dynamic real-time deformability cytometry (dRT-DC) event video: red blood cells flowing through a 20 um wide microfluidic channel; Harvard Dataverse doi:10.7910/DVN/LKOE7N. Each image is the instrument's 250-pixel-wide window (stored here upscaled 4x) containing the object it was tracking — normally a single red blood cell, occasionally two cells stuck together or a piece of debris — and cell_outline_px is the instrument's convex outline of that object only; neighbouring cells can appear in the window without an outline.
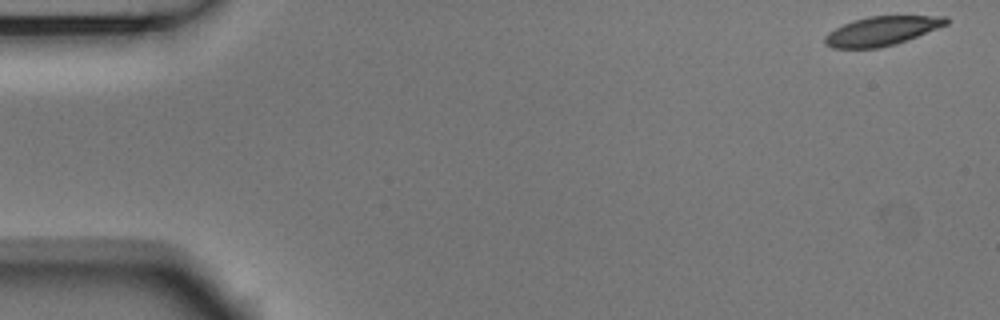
{"species": "Egyptian fruit bat (a non-hibernating species)", "species_latin": "Rousettus aegyptiacus", "temperature_condition": "room temperature", "stored_images_in_passage": 4, "segment_of_instrument_passage": [1, 2], "camera_frame_rate_fps": 3000, "um_per_image_px": 0.085, "animal": {"sex": "male"}, "frame": {"image": 1, "passage_image": 1, "time_ms": 0.0, "image_size_px": [1000, 320], "cell_outline_px": [[948, 24], [908, 40], [896, 44], [880, 48], [832, 48], [824, 44], [824, 36], [828, 32], [852, 20], [868, 16], [948, 16]], "centroid_in_image_um": [74.94, 2.64], "position_along_channel_um": 10.1, "area_um2": 20.69}}
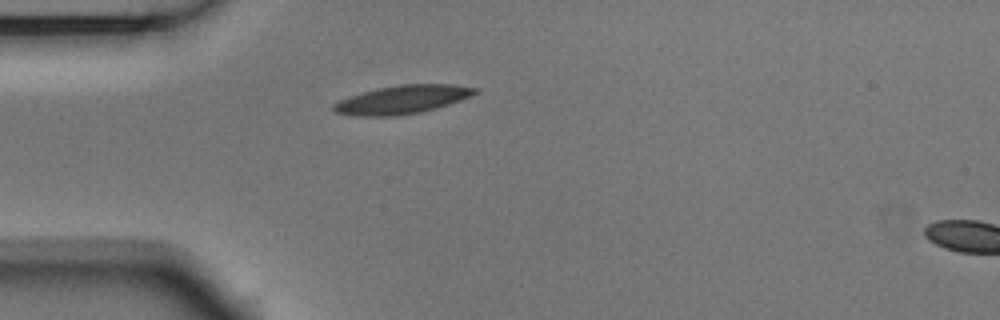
{"frame": {"image": 2, "passage_image": 3, "time_ms": 0.667, "image_size_px": [1000, 320], "cell_outline_px": [[480, 88], [476, 92], [460, 100], [436, 108], [420, 112], [396, 116], [352, 116], [336, 112], [332, 108], [332, 104], [348, 96], [376, 88], [400, 84], [452, 84]], "centroid_in_image_um": [34.15, 8.46], "position_along_channel_um": 50.9, "area_um2": 23.41}}